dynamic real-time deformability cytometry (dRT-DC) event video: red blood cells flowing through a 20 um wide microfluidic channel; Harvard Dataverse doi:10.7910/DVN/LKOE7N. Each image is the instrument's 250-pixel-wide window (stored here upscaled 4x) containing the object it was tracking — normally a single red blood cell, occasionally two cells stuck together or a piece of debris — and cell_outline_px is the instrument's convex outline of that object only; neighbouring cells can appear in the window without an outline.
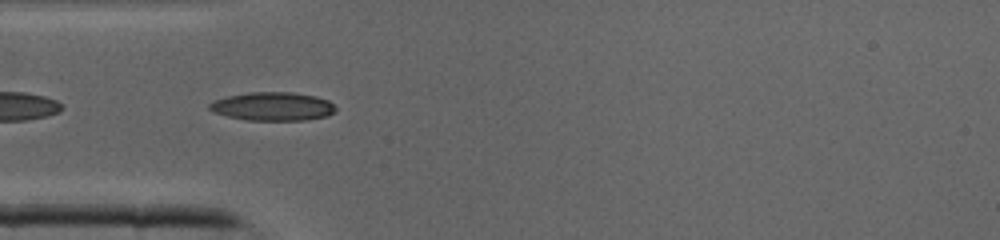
{"species": "common noctule bat (a hibernating species)", "species_latin": "Nyctalus noctula", "temperature_condition": "cold", "stored_images_in_passage": 37, "camera_frame_rate_fps": 3000, "um_per_image_px": 0.085, "animal": {"sex": "male", "body_mass_g": 19.0, "forearm_length_mm": 50.8}, "frame": {"image": 1, "passage_image": 11, "time_ms": 3.333, "image_size_px": [1000, 240], "cell_outline_px": [[336, 108], [328, 116], [304, 120], [248, 120], [228, 116], [212, 112], [208, 108], [208, 104], [212, 100], [228, 96], [248, 92], [292, 92], [316, 96], [328, 100]], "centroid_in_image_um": [23.14, 9.04], "position_along_channel_um": 61.9, "area_um2": 20.98}}
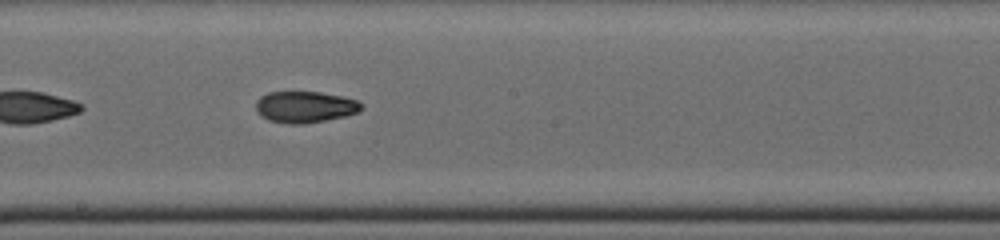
{"frame": {"image": 2, "passage_image": 21, "time_ms": 6.667, "image_size_px": [1000, 240], "cell_outline_px": [[364, 108], [360, 112], [344, 116], [304, 124], [288, 124], [268, 120], [260, 116], [256, 108], [256, 100], [260, 96], [268, 92], [320, 92], [344, 96], [356, 100], [364, 104]], "centroid_in_image_um": [25.94, 9.09], "position_along_channel_um": 222.3, "area_um2": 19.54}}
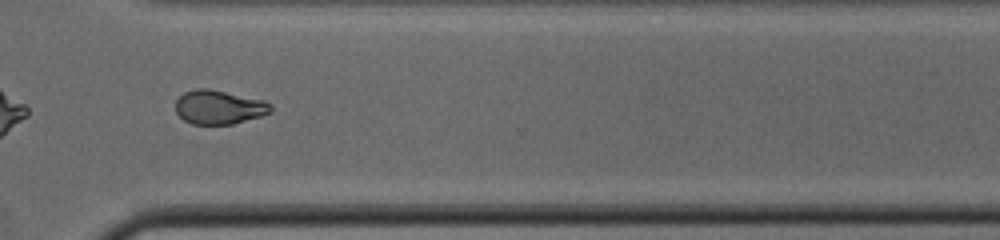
{"frame": {"image": 3, "passage_image": 29, "time_ms": 9.333, "image_size_px": [1000, 240], "cell_outline_px": [[272, 112], [260, 116], [232, 124], [192, 124], [184, 120], [176, 112], [176, 100], [184, 92], [196, 88], [208, 88], [264, 100], [272, 104]], "centroid_in_image_um": [18.62, 9.1], "position_along_channel_um": 352.0, "area_um2": 18.84}}